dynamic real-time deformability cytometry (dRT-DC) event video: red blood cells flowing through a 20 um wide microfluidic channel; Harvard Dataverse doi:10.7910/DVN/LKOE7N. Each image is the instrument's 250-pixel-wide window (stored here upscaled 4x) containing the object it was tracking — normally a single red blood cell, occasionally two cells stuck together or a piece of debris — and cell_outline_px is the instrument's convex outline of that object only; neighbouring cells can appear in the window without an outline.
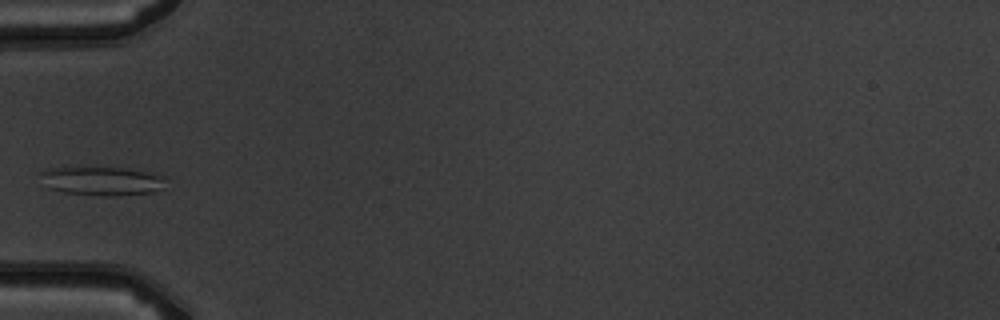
{"species": "common noctule bat (a hibernating species)", "species_latin": "Nyctalus noctula", "temperature_condition": "warm", "stored_images_in_passage": 4, "camera_frame_rate_fps": 3000, "um_per_image_px": 0.085, "animal": {"sex": "male", "body_mass_g": 19.5, "forearm_length_mm": 54.6}, "frame": {"image": 1, "passage_image": 3, "time_ms": 2.333, "image_size_px": [1000, 320], "cell_outline_px": [[168, 176], [164, 188], [152, 192], [112, 196], [100, 196], [64, 192], [48, 188], [40, 172], [48, 168], [120, 168]], "centroid_in_image_um": [8.72, 15.4], "position_along_channel_um": 76.3, "area_um2": 20.75}}
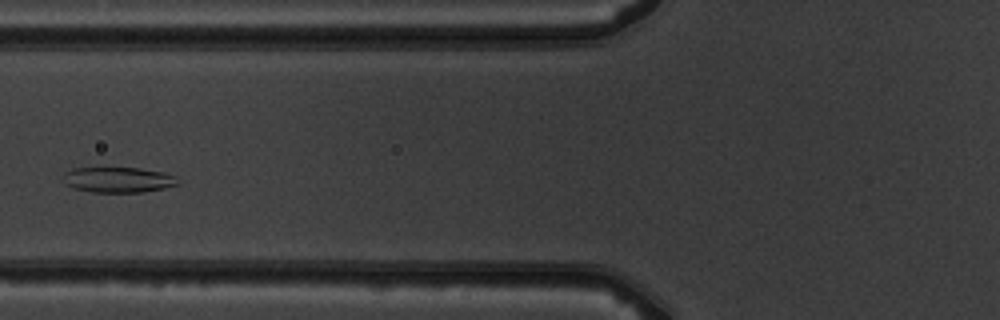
{"frame": {"image": 2, "passage_image": 4, "time_ms": 3.333, "image_size_px": [1000, 320], "cell_outline_px": [[180, 184], [164, 188], [144, 192], [92, 192], [72, 188], [64, 184], [60, 180], [64, 172], [72, 168], [140, 168], [164, 172], [176, 176]], "centroid_in_image_um": [10.0, 15.28], "position_along_channel_um": 115.8, "area_um2": 17.34}}